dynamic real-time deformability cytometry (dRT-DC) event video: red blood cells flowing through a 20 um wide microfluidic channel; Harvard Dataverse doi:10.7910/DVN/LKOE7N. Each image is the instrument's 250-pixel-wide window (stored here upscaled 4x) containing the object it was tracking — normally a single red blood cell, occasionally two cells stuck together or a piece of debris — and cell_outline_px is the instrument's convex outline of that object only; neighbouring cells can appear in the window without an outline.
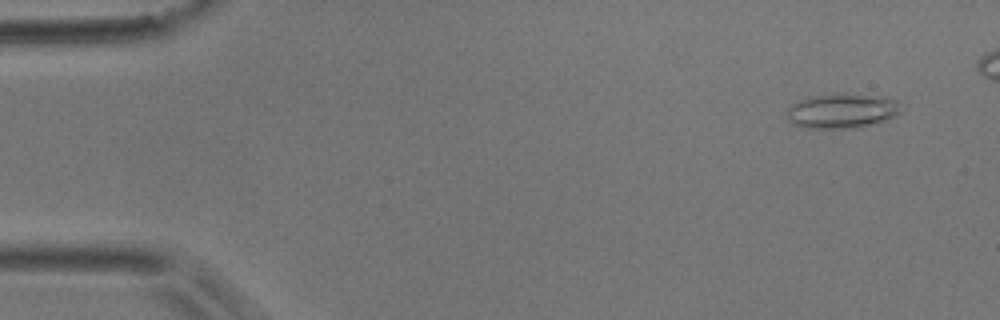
{"species": "common noctule bat (a hibernating species)", "species_latin": "Nyctalus noctula", "temperature_condition": "room temperature", "stored_images_in_passage": 47, "camera_frame_rate_fps": 3000, "um_per_image_px": 0.085, "animal": {"sex": "male", "body_mass_g": 17.9}, "frame": {"image": 1, "passage_image": 4, "time_ms": 1.0, "image_size_px": [1000, 320], "cell_outline_px": [[900, 112], [896, 116], [888, 120], [872, 124], [852, 128], [804, 128], [792, 124], [788, 116], [788, 108], [792, 104], [800, 100], [812, 96], [888, 96], [896, 100]], "centroid_in_image_um": [71.58, 9.47], "position_along_channel_um": 13.4, "area_um2": 22.31}}
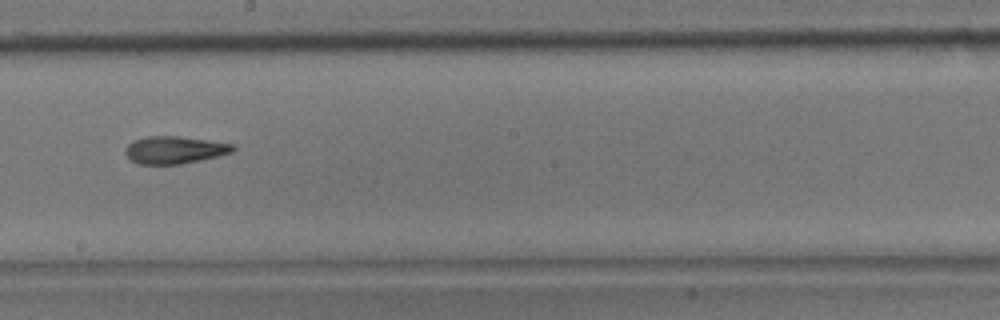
{"frame": {"image": 2, "passage_image": 29, "time_ms": 9.333, "image_size_px": [1000, 320], "cell_outline_px": [[236, 148], [232, 152], [216, 156], [180, 164], [140, 164], [132, 160], [124, 152], [124, 148], [132, 140], [144, 136], [180, 136], [236, 144]], "centroid_in_image_um": [14.82, 12.72], "position_along_channel_um": 233.4, "area_um2": 17.22}}
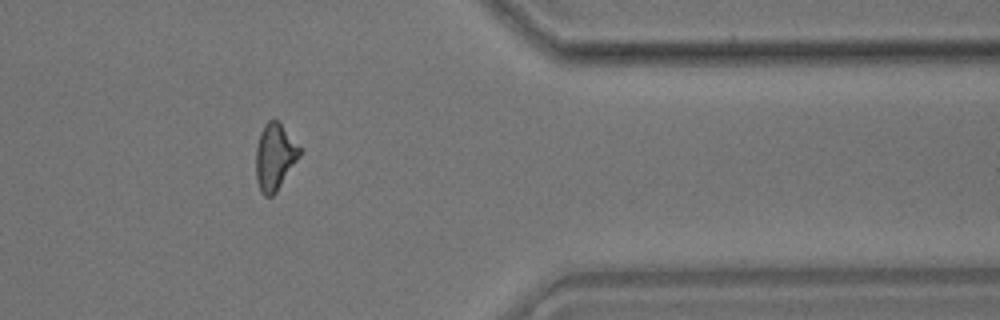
{"frame": {"image": 3, "passage_image": 42, "time_ms": 13.667, "image_size_px": [1000, 320], "cell_outline_px": [[300, 156], [276, 192], [272, 196], [264, 196], [260, 192], [256, 180], [256, 148], [260, 132], [264, 124], [268, 120], [276, 120], [280, 124], [300, 148]], "centroid_in_image_um": [23.32, 13.36], "position_along_channel_um": 388.1, "area_um2": 16.7}, "authors_computed_cell_mechanics": {"area_um2": 17.3978, "velocity_mm_per_s": 3.9835, "shape_relaxation_time_tau1_ms": 8.3867, "shape_relaxation_time_tau2_ms": 8.0326, "deformation_change_tau1": 0.2068, "deformation_change_tau2": 0.1669}}